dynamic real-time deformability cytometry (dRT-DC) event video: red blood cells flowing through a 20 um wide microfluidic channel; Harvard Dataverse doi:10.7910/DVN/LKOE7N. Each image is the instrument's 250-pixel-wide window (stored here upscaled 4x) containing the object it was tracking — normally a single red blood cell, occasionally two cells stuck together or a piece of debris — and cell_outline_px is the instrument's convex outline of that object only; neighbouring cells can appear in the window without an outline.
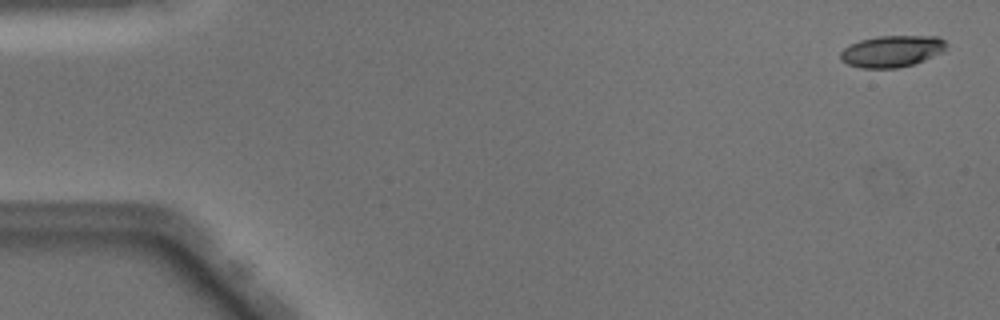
{"species": "Egyptian fruit bat (a non-hibernating species)", "species_latin": "Rousettus aegyptiacus", "temperature_condition": "warm", "stored_images_in_passage": 50, "camera_frame_rate_fps": 3000, "um_per_image_px": 0.085, "animal": {"sex": "male"}, "frame": {"image": 1, "passage_image": 2, "time_ms": 0.333, "image_size_px": [1000, 320], "cell_outline_px": [[948, 44], [944, 52], [924, 60], [912, 64], [896, 68], [860, 68], [848, 64], [840, 60], [840, 52], [844, 48], [860, 40], [876, 36], [940, 36]], "centroid_in_image_um": [75.83, 4.35], "position_along_channel_um": 9.2, "area_um2": 19.59}}
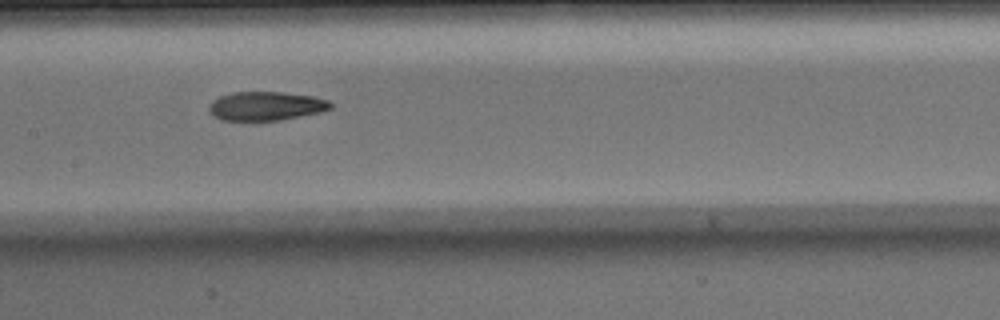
{"frame": {"image": 2, "passage_image": 25, "time_ms": 8.0, "image_size_px": [1000, 320], "cell_outline_px": [[332, 108], [320, 112], [280, 120], [224, 120], [216, 116], [208, 108], [208, 104], [212, 100], [220, 96], [232, 92], [284, 92], [312, 96], [328, 100], [332, 104]], "centroid_in_image_um": [22.62, 9.0], "position_along_channel_um": 184.8, "area_um2": 20.29}}
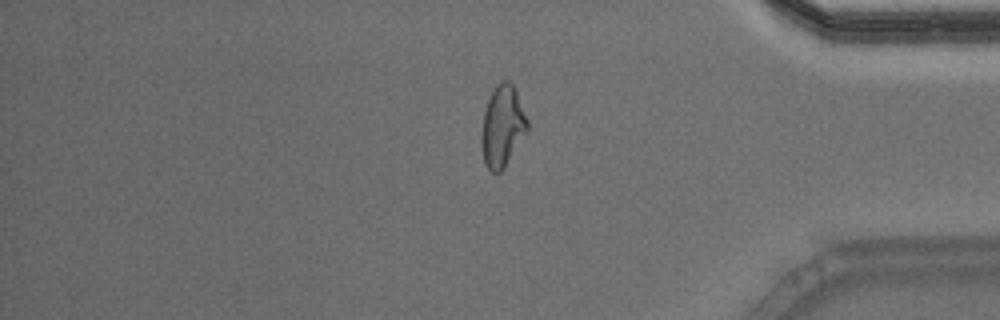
{"frame": {"image": 3, "passage_image": 42, "time_ms": 13.667, "image_size_px": [1000, 320], "cell_outline_px": [[528, 132], [504, 168], [500, 172], [492, 172], [484, 164], [480, 144], [480, 136], [484, 112], [488, 100], [496, 84], [500, 80], [508, 80], [516, 88], [528, 120]], "centroid_in_image_um": [42.71, 10.73], "position_along_channel_um": 392.5, "area_um2": 22.2}, "authors_computed_cell_mechanics": {"area_um2": 21.0103, "velocity_mm_per_s": 4.0736, "shape_relaxation_time_tau1_ms": 9.747, "shape_relaxation_time_tau2_ms": 2.9557, "deformation_change_tau1": 0.3037, "deformation_change_tau2": 0.1066}}